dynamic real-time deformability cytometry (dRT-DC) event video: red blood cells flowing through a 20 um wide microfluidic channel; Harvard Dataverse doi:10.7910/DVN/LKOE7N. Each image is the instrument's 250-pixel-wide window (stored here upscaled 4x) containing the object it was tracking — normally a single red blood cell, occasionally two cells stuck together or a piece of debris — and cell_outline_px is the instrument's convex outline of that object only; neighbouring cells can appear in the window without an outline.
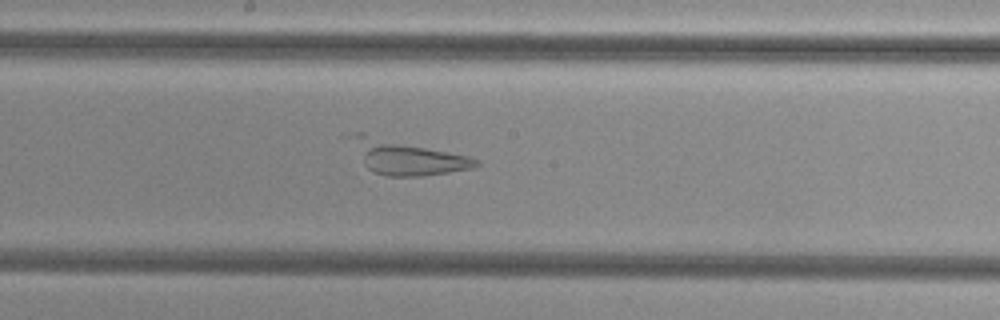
{"species": "common noctule bat (a hibernating species)", "species_latin": "Nyctalus noctula", "temperature_condition": "cold", "stored_images_in_passage": 55, "camera_frame_rate_fps": 3000, "um_per_image_px": 0.085, "animal": {"sex": "female", "body_mass_g": 29.2, "forearm_length_mm": 56.3}, "frame": {"image": 1, "passage_image": 30, "time_ms": 9.667, "image_size_px": [1000, 320], "cell_outline_px": [[480, 164], [472, 168], [424, 176], [388, 176], [372, 172], [364, 164], [356, 136], [356, 132], [364, 132], [468, 156], [480, 160]], "centroid_in_image_um": [34.71, 13.39], "position_along_channel_um": 213.5, "area_um2": 23.99}}
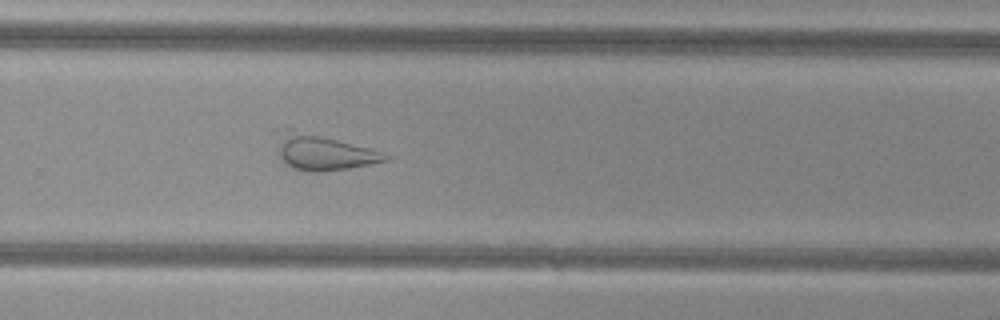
{"frame": {"image": 2, "passage_image": 37, "time_ms": 12.0, "image_size_px": [1000, 320], "cell_outline_px": [[396, 156], [388, 160], [348, 168], [316, 172], [312, 172], [292, 168], [280, 156], [280, 148], [284, 128], [292, 128], [372, 148]], "centroid_in_image_um": [27.63, 12.95], "position_along_channel_um": 302.2, "area_um2": 21.91}}
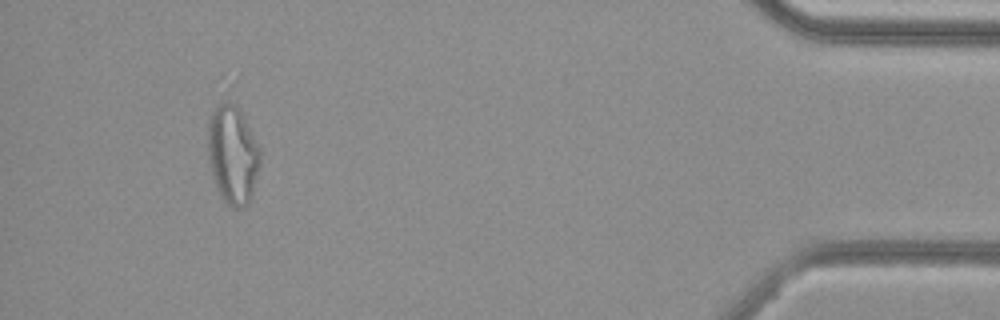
{"frame": {"image": 3, "passage_image": 51, "time_ms": 16.667, "image_size_px": [1000, 320], "cell_outline_px": [[260, 164], [252, 196], [248, 204], [244, 208], [232, 208], [220, 196], [212, 172], [208, 156], [208, 120], [212, 112], [224, 100], [232, 104], [240, 112], [260, 148]], "centroid_in_image_um": [19.78, 13.2], "position_along_channel_um": 415.4, "area_um2": 29.59}}